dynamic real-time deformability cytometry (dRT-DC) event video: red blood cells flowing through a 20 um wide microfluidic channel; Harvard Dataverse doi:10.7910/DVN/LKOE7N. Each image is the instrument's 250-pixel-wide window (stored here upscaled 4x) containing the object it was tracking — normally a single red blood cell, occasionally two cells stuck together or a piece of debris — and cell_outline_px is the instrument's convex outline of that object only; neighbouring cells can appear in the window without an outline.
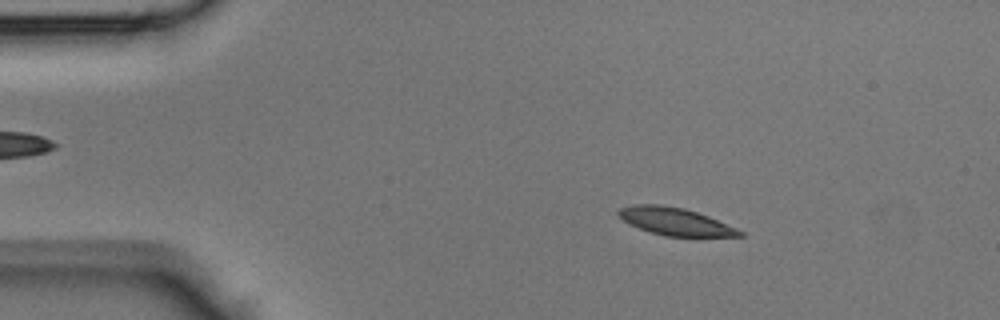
{"species": "Egyptian fruit bat (a non-hibernating species)", "species_latin": "Rousettus aegyptiacus", "temperature_condition": "room temperature", "stored_images_in_passage": 45, "camera_frame_rate_fps": 3000, "um_per_image_px": 0.085, "animal": {"sex": "male"}, "frame": {"image": 1, "passage_image": 8, "time_ms": 2.333, "image_size_px": [1000, 320], "cell_outline_px": [[744, 236], [664, 236], [628, 224], [616, 212], [620, 208], [636, 204], [660, 204], [684, 208], [708, 216], [736, 228], [744, 232]], "centroid_in_image_um": [57.38, 18.82], "position_along_channel_um": 27.6, "area_um2": 19.19}}
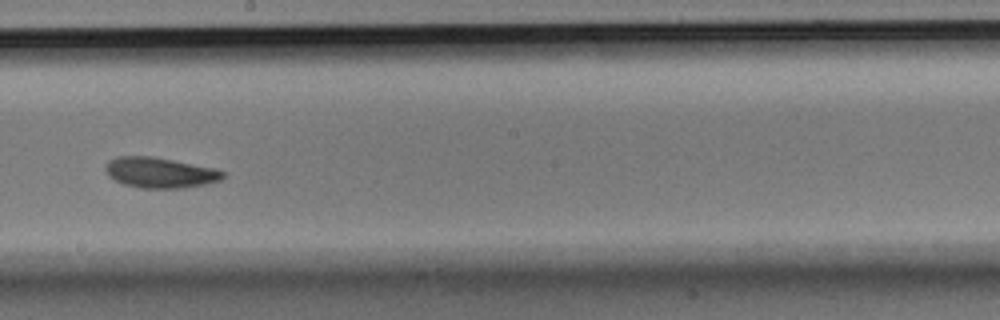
{"frame": {"image": 2, "passage_image": 26, "time_ms": 8.333, "image_size_px": [1000, 320], "cell_outline_px": [[228, 172], [220, 180], [204, 184], [184, 188], [140, 188], [124, 184], [108, 176], [108, 160], [116, 156], [152, 156], [212, 168]], "centroid_in_image_um": [13.61, 14.67], "position_along_channel_um": 234.6, "area_um2": 20.58}}
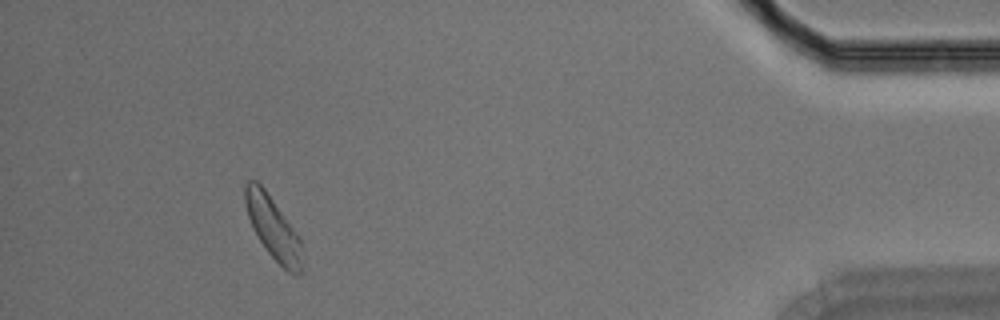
{"frame": {"image": 3, "passage_image": 42, "time_ms": 13.667, "image_size_px": [1000, 320], "cell_outline_px": [[304, 268], [296, 276], [288, 272], [268, 252], [252, 228], [244, 204], [244, 184], [248, 180], [256, 180], [264, 188], [300, 236]], "centroid_in_image_um": [23.22, 19.37], "position_along_channel_um": 412.0, "area_um2": 20.92}}